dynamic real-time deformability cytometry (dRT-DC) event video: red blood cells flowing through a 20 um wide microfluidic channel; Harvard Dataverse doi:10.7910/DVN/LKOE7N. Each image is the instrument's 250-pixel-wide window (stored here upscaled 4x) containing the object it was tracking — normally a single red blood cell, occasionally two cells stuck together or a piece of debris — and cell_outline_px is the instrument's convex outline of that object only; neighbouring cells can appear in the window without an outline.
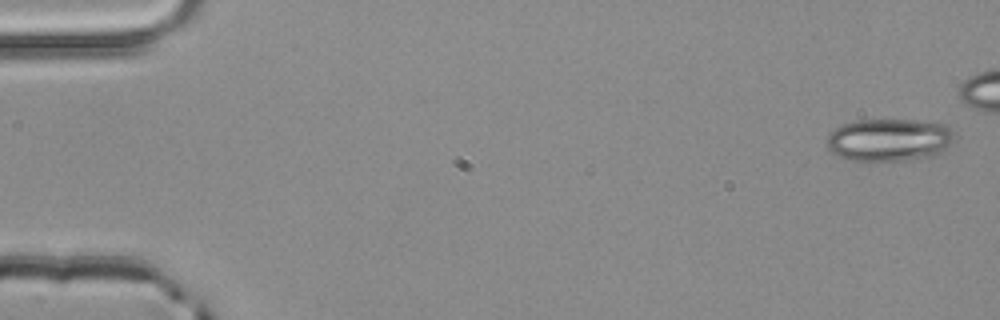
{"species": "common noctule bat (a hibernating species)", "species_latin": "Nyctalus noctula", "temperature_condition": "room temperature", "stored_images_in_passage": 5, "camera_frame_rate_fps": 3000, "um_per_image_px": 0.085, "animal": {"sex": "male", "body_mass_g": 20.4}, "frame": {"image": 1, "passage_image": 1, "time_ms": 0.0, "image_size_px": [1000, 320], "cell_outline_px": [[956, 140], [948, 148], [936, 156], [900, 160], [844, 160], [832, 152], [828, 148], [824, 140], [836, 128], [844, 124], [856, 120], [936, 120], [948, 124], [956, 136]], "centroid_in_image_um": [75.67, 11.87], "position_along_channel_um": 9.3, "area_um2": 32.43}}